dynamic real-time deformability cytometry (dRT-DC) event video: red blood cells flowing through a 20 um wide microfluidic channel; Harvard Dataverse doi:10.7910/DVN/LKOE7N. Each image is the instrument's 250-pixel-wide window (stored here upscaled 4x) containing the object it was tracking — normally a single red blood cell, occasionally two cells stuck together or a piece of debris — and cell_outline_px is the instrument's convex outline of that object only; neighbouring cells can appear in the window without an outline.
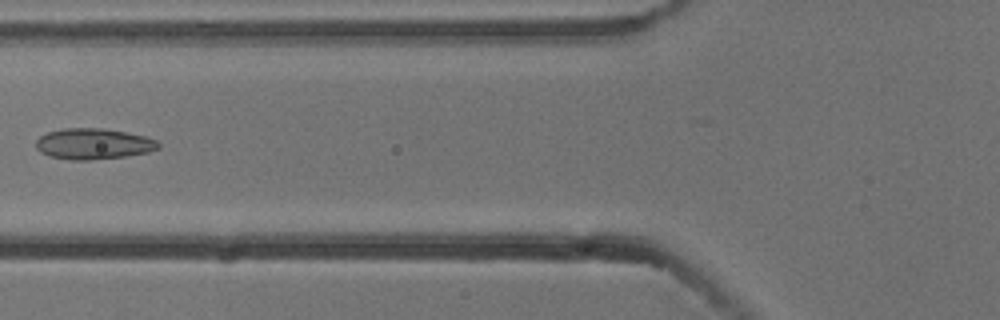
{"species": "common noctule bat (a hibernating species)", "species_latin": "Nyctalus noctula", "temperature_condition": "cold", "stored_images_in_passage": 8, "camera_frame_rate_fps": 3000, "um_per_image_px": 0.085, "animal": {"sex": "male", "body_mass_g": 13.3}, "frame": {"image": 1, "passage_image": 6, "time_ms": 1.667, "image_size_px": [1000, 320], "cell_outline_px": [[160, 148], [148, 152], [124, 156], [88, 160], [72, 160], [48, 156], [40, 152], [36, 148], [36, 140], [40, 136], [48, 132], [64, 128], [104, 128], [144, 136], [156, 140], [160, 144]], "centroid_in_image_um": [7.92, 12.23], "position_along_channel_um": 117.9, "area_um2": 21.96}}
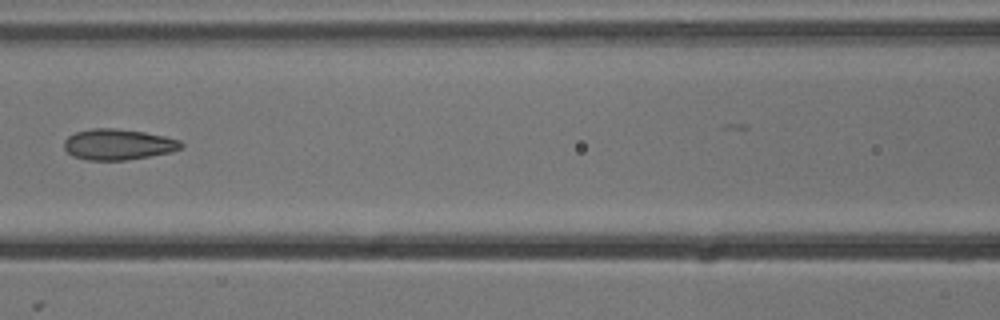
{"frame": {"image": 2, "passage_image": 7, "time_ms": 2.0, "image_size_px": [1000, 320], "cell_outline_px": [[184, 144], [180, 148], [172, 152], [124, 160], [88, 160], [72, 156], [64, 148], [64, 140], [68, 136], [76, 132], [92, 128], [112, 128], [144, 132], [164, 136], [180, 140]], "centroid_in_image_um": [10.02, 12.27], "position_along_channel_um": 156.6, "area_um2": 20.92}}